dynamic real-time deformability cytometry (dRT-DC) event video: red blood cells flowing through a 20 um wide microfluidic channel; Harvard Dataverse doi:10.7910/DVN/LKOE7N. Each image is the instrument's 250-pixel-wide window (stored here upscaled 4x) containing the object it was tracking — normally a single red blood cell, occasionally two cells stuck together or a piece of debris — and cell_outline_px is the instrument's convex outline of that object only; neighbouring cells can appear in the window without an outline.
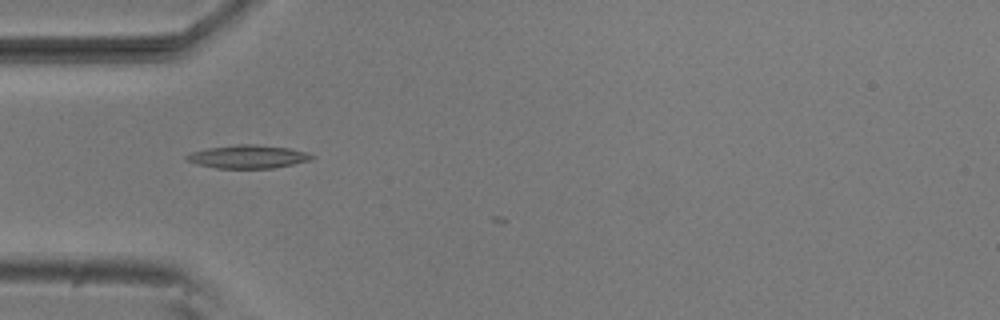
{"species": "common noctule bat (a hibernating species)", "species_latin": "Nyctalus noctula", "temperature_condition": "room temperature", "stored_images_in_passage": 7, "camera_frame_rate_fps": 3000, "um_per_image_px": 0.085, "animal": {"sex": "male", "body_mass_g": 20.5, "forearm_length_mm": 52.5}, "frame": {"image": 1, "passage_image": 4, "time_ms": 1.0, "image_size_px": [1000, 320], "cell_outline_px": [[316, 156], [312, 160], [272, 168], [216, 168], [196, 164], [184, 160], [184, 156], [192, 152], [208, 148], [236, 144], [252, 144], [288, 148], [308, 152]], "centroid_in_image_um": [21.06, 13.32], "position_along_channel_um": 63.9, "area_um2": 16.99}}
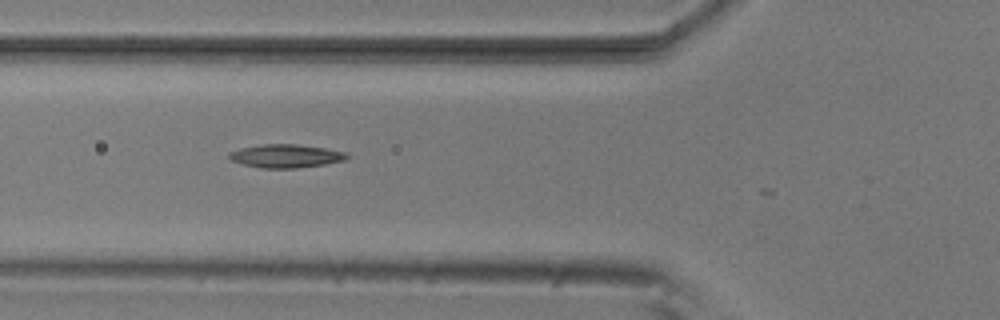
{"frame": {"image": 2, "passage_image": 5, "time_ms": 1.333, "image_size_px": [1000, 320], "cell_outline_px": [[348, 160], [324, 164], [296, 168], [260, 168], [228, 160], [228, 152], [240, 148], [264, 144], [296, 144], [324, 148], [344, 152], [348, 156]], "centroid_in_image_um": [24.25, 13.26], "position_along_channel_um": 101.5, "area_um2": 16.01}}
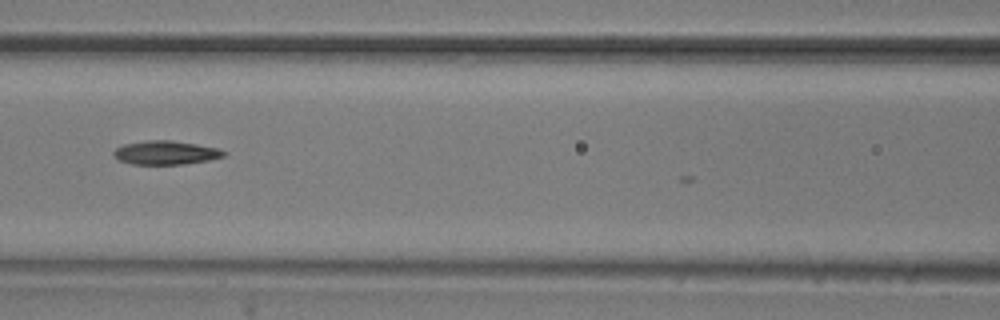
{"frame": {"image": 3, "passage_image": 6, "time_ms": 1.667, "image_size_px": [1000, 320], "cell_outline_px": [[228, 152], [224, 156], [208, 160], [184, 164], [132, 164], [120, 160], [112, 152], [116, 148], [124, 144], [148, 140], [172, 140], [220, 148]], "centroid_in_image_um": [14.13, 12.97], "position_along_channel_um": 152.5, "area_um2": 15.2}}